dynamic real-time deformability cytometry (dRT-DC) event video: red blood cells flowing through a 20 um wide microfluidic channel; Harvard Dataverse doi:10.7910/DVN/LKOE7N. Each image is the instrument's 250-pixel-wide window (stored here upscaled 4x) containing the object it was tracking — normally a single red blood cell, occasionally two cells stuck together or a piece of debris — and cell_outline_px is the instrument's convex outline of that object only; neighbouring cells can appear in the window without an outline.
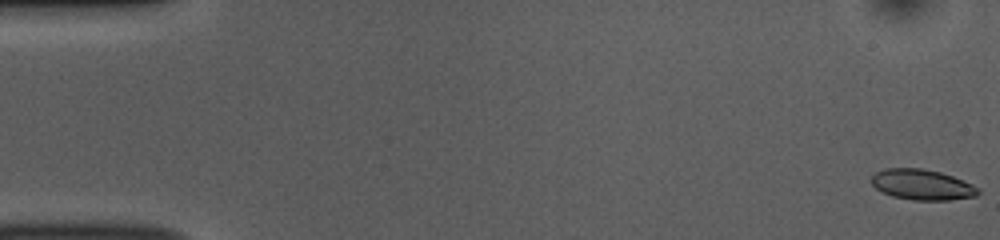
{"species": "common noctule bat (a hibernating species)", "species_latin": "Nyctalus noctula", "temperature_condition": "room temperature", "stored_images_in_passage": 15, "camera_frame_rate_fps": 3000, "um_per_image_px": 0.085, "animal": {"sex": "female", "body_mass_g": 10.0, "forearm_length_mm": 53.1}, "frame": {"image": 1, "passage_image": 1, "time_ms": 0.0, "image_size_px": [1000, 240], "cell_outline_px": [[980, 192], [976, 196], [948, 200], [912, 200], [892, 196], [876, 188], [872, 184], [872, 176], [876, 172], [884, 168], [920, 168], [940, 172], [952, 176], [972, 184], [980, 188]], "centroid_in_image_um": [78.39, 15.7], "position_along_channel_um": 6.6, "area_um2": 18.9}}
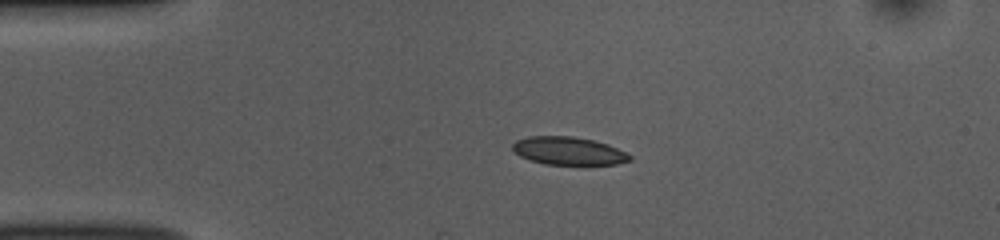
{"frame": {"image": 2, "passage_image": 12, "time_ms": 3.667, "image_size_px": [1000, 240], "cell_outline_px": [[632, 160], [616, 164], [544, 164], [520, 156], [512, 148], [512, 144], [516, 140], [528, 136], [572, 136], [592, 140], [608, 144], [632, 156]], "centroid_in_image_um": [48.31, 12.82], "position_along_channel_um": 36.7, "area_um2": 18.9}}